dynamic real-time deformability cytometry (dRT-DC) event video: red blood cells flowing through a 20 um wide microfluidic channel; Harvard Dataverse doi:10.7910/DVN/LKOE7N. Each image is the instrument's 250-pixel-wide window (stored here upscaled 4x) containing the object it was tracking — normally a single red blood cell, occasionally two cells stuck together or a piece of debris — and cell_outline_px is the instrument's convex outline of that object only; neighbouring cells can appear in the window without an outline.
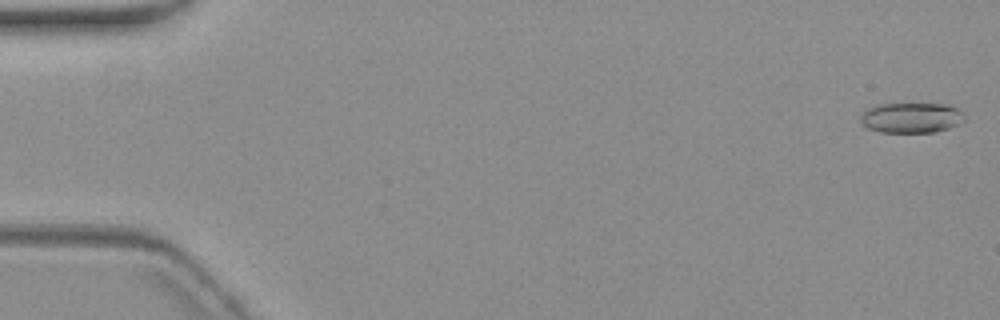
{"species": "common noctule bat (a hibernating species)", "species_latin": "Nyctalus noctula", "temperature_condition": "warm", "stored_images_in_passage": 3, "camera_frame_rate_fps": 3000, "um_per_image_px": 0.085, "animal": {"sex": "female", "body_mass_g": 19.3, "forearm_length_mm": 54.1}, "frame": {"image": 1, "passage_image": 1, "time_ms": 0.0, "image_size_px": [1000, 320], "cell_outline_px": [[964, 120], [960, 124], [948, 128], [932, 132], [880, 132], [868, 128], [860, 124], [860, 116], [868, 108], [876, 104], [948, 104], [964, 112]], "centroid_in_image_um": [77.45, 10.0], "position_along_channel_um": 7.5, "area_um2": 18.44}}